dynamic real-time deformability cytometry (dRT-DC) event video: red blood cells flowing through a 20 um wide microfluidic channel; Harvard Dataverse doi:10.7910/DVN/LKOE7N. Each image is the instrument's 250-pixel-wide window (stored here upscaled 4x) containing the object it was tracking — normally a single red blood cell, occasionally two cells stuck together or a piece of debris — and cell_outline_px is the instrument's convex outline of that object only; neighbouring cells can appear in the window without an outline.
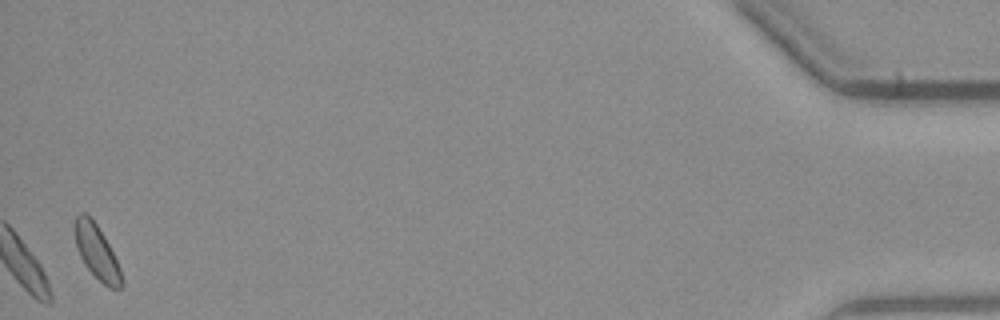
{"species": "common noctule bat (a hibernating species)", "species_latin": "Nyctalus noctula", "temperature_condition": "warm", "stored_images_in_passage": 39, "camera_frame_rate_fps": 3000, "um_per_image_px": 0.085, "animal": {"sex": "male", "body_mass_g": 23.1, "forearm_length_mm": 52.7}, "frame": {"image": 1, "passage_image": 39, "time_ms": 12.667, "image_size_px": [1000, 320], "cell_outline_px": [[124, 284], [120, 288], [108, 288], [84, 264], [80, 256], [76, 244], [76, 216], [80, 212], [84, 212], [96, 224], [104, 236], [120, 268]], "centroid_in_image_um": [8.25, 21.45], "position_along_channel_um": 427.0, "area_um2": 14.22}}